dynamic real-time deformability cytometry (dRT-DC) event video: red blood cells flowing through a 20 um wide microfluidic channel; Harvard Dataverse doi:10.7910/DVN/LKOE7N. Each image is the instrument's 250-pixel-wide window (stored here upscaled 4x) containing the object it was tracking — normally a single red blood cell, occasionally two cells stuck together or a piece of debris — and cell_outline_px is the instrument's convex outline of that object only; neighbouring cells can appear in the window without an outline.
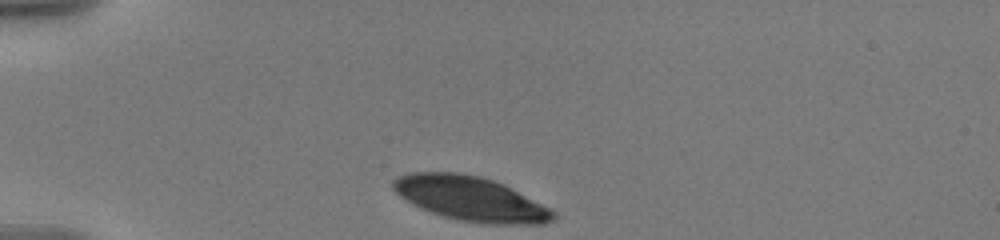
{"species": "human", "species_latin": "Homo sapiens", "temperature_condition": "warm", "stored_images_in_passage": 37, "camera_frame_rate_fps": 3000, "um_per_image_px": 0.085, "donor": {"sex": "male"}, "frame": {"image": 1, "passage_image": 1, "time_ms": 0.0, "image_size_px": [1000, 240], "cell_outline_px": [[556, 220], [544, 224], [484, 224], [456, 220], [420, 208], [412, 204], [400, 196], [392, 188], [392, 180], [400, 176], [412, 172], [456, 172], [480, 176], [504, 184], [556, 212]], "centroid_in_image_um": [40.0, 16.9], "position_along_channel_um": 45.0, "area_um2": 41.44}}
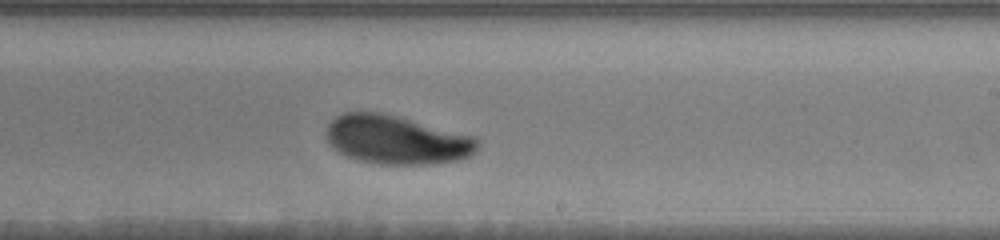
{"frame": {"image": 2, "passage_image": 22, "time_ms": 7.0, "image_size_px": [1000, 240], "cell_outline_px": [[480, 144], [468, 156], [456, 160], [432, 164], [380, 164], [356, 160], [340, 152], [328, 140], [324, 132], [328, 124], [336, 116], [344, 112], [380, 112], [476, 136], [480, 140]], "centroid_in_image_um": [33.7, 11.88], "position_along_channel_um": 255.3, "area_um2": 42.77}}
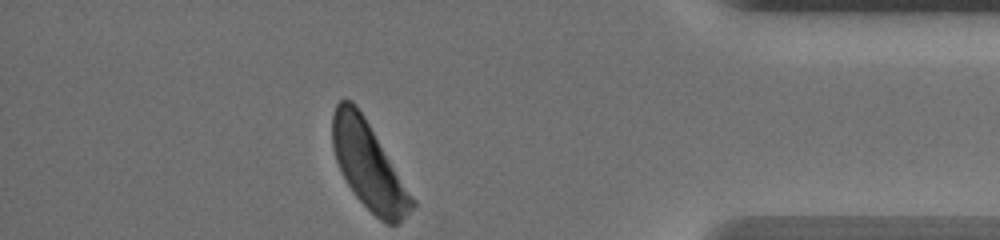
{"frame": {"image": 3, "passage_image": 37, "time_ms": 12.0, "image_size_px": [1000, 240], "cell_outline_px": [[416, 204], [400, 224], [388, 224], [380, 220], [356, 196], [348, 184], [336, 160], [332, 148], [332, 112], [336, 104], [340, 100], [352, 100], [356, 104], [364, 116], [416, 200]], "centroid_in_image_um": [31.34, 14.07], "position_along_channel_um": 403.9, "area_um2": 40.0}, "authors_computed_cell_mechanics": {"area_um2": 43.4078, "velocity_mm_per_s": 3.5258, "shape_relaxation_time_tau1_ms": 3.0345, "shape_relaxation_time_tau2_ms": null, "deformation_change_tau1": 0.1249, "deformation_change_tau2": null}}